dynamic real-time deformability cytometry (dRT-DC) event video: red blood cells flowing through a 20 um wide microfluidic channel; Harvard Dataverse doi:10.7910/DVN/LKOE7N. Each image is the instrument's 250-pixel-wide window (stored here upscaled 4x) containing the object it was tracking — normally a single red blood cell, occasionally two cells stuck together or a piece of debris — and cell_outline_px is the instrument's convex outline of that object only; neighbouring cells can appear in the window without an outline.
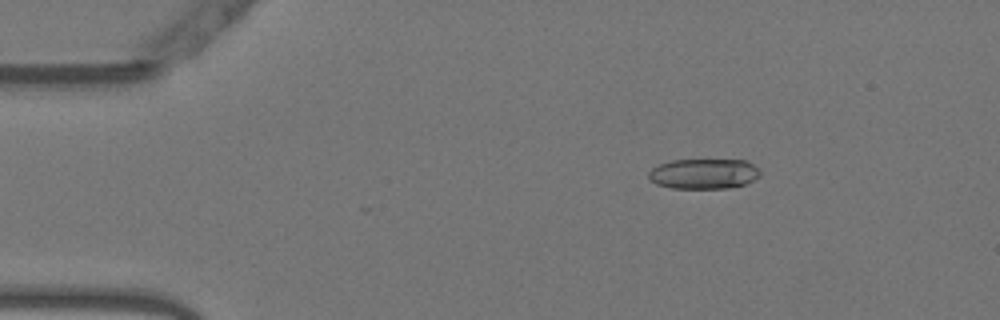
{"species": "Egyptian fruit bat (a non-hibernating species)", "species_latin": "Rousettus aegyptiacus", "temperature_condition": "warm", "stored_images_in_passage": 52, "camera_frame_rate_fps": 3000, "um_per_image_px": 0.085, "animal": {"sex": "female"}, "frame": {"image": 1, "passage_image": 7, "time_ms": 2.0, "image_size_px": [1000, 320], "cell_outline_px": [[760, 176], [744, 184], [728, 188], [672, 188], [656, 184], [648, 180], [648, 172], [652, 168], [660, 164], [672, 160], [748, 160], [760, 172]], "centroid_in_image_um": [59.78, 14.77], "position_along_channel_um": 25.2, "area_um2": 19.59}}
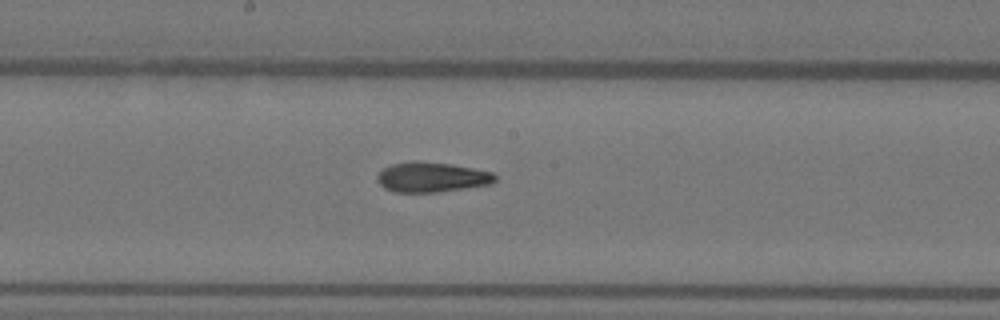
{"frame": {"image": 2, "passage_image": 27, "time_ms": 8.667, "image_size_px": [1000, 320], "cell_outline_px": [[496, 180], [492, 184], [436, 192], [396, 192], [384, 188], [376, 180], [376, 176], [384, 168], [392, 164], [416, 160], [452, 164], [492, 172], [496, 176]], "centroid_in_image_um": [36.68, 15.05], "position_along_channel_um": 211.5, "area_um2": 20.58}}
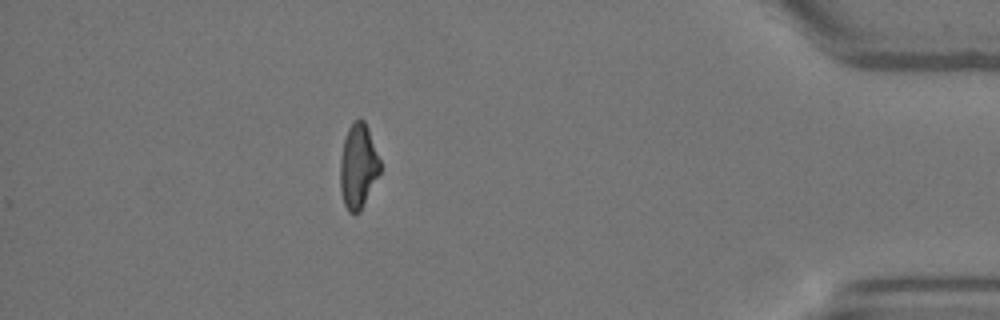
{"frame": {"image": 3, "passage_image": 46, "time_ms": 15.0, "image_size_px": [1000, 320], "cell_outline_px": [[380, 172], [360, 212], [356, 216], [348, 212], [344, 204], [340, 192], [340, 160], [344, 140], [348, 128], [360, 116], [364, 120], [368, 128], [380, 160]], "centroid_in_image_um": [30.43, 14.16], "position_along_channel_um": 404.8, "area_um2": 19.77}, "authors_computed_cell_mechanics": {"area_um2": 20.5768, "velocity_mm_per_s": 3.803, "shape_relaxation_time_tau1_ms": 7.4684, "shape_relaxation_time_tau2_ms": 3.7834, "deformation_change_tau1": 0.2432, "deformation_change_tau2": 0.1282}}